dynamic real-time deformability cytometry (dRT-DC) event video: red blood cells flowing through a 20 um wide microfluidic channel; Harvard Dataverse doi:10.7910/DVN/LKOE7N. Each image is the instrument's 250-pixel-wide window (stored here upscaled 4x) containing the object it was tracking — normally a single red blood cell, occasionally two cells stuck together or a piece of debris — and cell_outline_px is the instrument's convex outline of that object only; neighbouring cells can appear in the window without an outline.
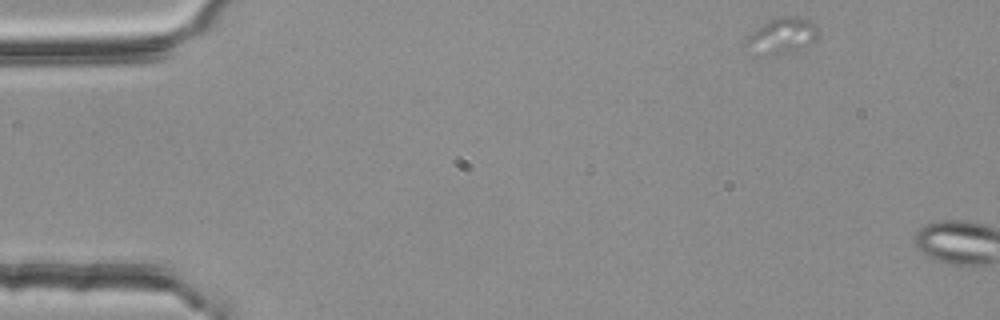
{"species": "common noctule bat (a hibernating species)", "species_latin": "Nyctalus noctula", "temperature_condition": "room temperature", "stored_images_in_passage": 6, "segment_of_instrument_passage": [1, 2], "camera_frame_rate_fps": 3000, "um_per_image_px": 0.085, "animal": {"sex": "female", "body_mass_g": 25.1}, "frame": {"image": 1, "passage_image": 3, "time_ms": 0.667, "image_size_px": [1000, 320], "cell_outline_px": [[816, 40], [792, 52], [772, 52], [740, 48], [740, 40], [744, 36], [768, 20], [784, 16], [800, 16], [808, 20], [816, 28]], "centroid_in_image_um": [66.35, 2.99], "position_along_channel_um": 18.7, "area_um2": 14.74}}